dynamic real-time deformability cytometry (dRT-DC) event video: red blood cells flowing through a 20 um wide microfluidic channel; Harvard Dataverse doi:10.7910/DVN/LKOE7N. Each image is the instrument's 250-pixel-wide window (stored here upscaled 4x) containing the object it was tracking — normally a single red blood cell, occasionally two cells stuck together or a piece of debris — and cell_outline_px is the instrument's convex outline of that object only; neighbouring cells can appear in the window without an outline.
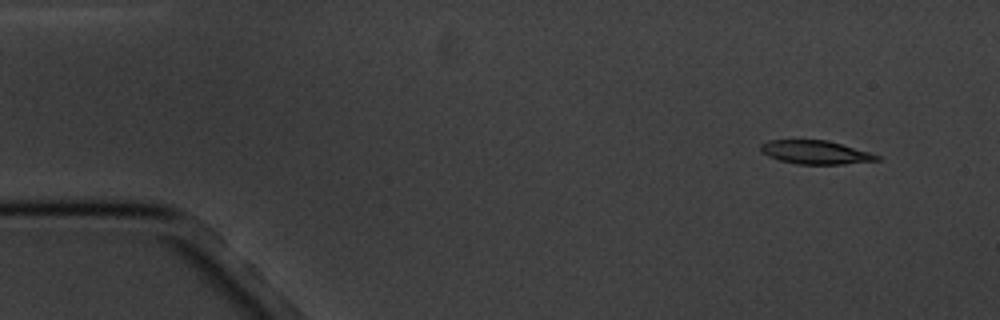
{"species": "common noctule bat (a hibernating species)", "species_latin": "Nyctalus noctula", "temperature_condition": "cold", "stored_images_in_passage": 4, "camera_frame_rate_fps": 3000, "um_per_image_px": 0.085, "animal": {"sex": "male", "body_mass_g": 20.1, "forearm_length_mm": 53.5}, "frame": {"image": 1, "passage_image": 1, "time_ms": 0.0, "image_size_px": [1000, 320], "cell_outline_px": [[880, 160], [844, 164], [796, 164], [780, 160], [768, 156], [760, 148], [760, 144], [768, 140], [828, 140], [868, 152], [880, 156]], "centroid_in_image_um": [69.31, 12.94], "position_along_channel_um": 15.7, "area_um2": 15.78}}
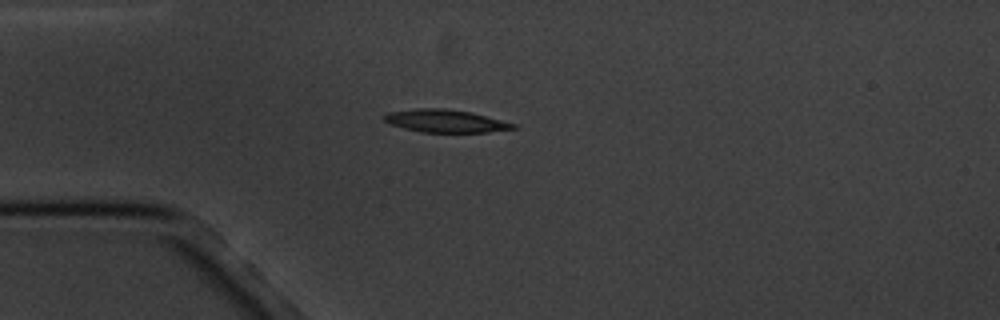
{"frame": {"image": 2, "passage_image": 4, "time_ms": 3.333, "image_size_px": [1000, 320], "cell_outline_px": [[520, 128], [488, 132], [420, 132], [404, 128], [392, 124], [384, 120], [384, 116], [388, 112], [416, 108], [444, 108], [472, 112], [516, 124]], "centroid_in_image_um": [37.91, 10.28], "position_along_channel_um": 47.1, "area_um2": 17.11}}